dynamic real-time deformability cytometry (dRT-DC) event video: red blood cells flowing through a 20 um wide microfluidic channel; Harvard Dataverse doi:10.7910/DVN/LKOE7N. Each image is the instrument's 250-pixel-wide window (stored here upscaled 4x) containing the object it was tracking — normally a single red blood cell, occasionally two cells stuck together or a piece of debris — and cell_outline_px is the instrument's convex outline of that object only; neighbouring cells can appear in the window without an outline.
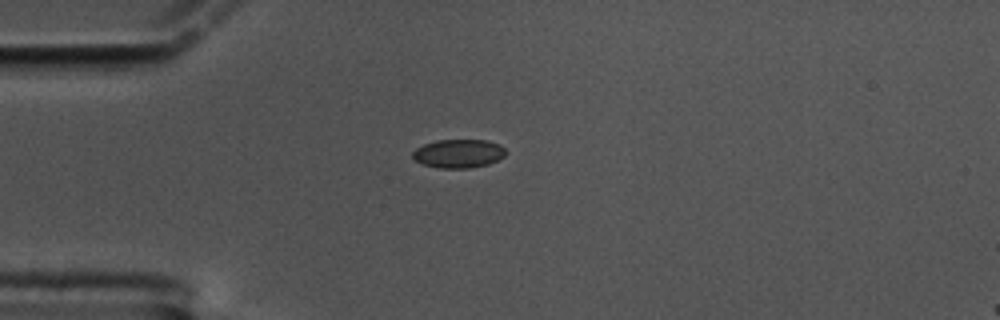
{"species": "common noctule bat (a hibernating species)", "species_latin": "Nyctalus noctula", "temperature_condition": "cold", "stored_images_in_passage": 38, "camera_frame_rate_fps": 3000, "um_per_image_px": 0.085, "animal": {"sex": "male", "body_mass_g": 17.5, "forearm_length_mm": 52.3}, "frame": {"image": 1, "passage_image": 1, "time_ms": 0.0, "image_size_px": [1000, 320], "cell_outline_px": [[504, 156], [488, 164], [468, 168], [440, 168], [424, 164], [416, 160], [412, 156], [412, 152], [416, 148], [424, 144], [436, 140], [488, 140], [500, 144], [504, 148]], "centroid_in_image_um": [38.97, 13.04], "position_along_channel_um": 46.0, "area_um2": 15.37}}
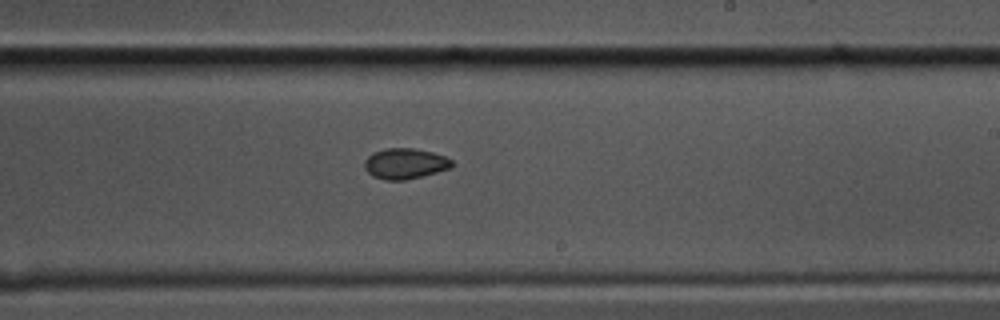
{"frame": {"image": 2, "passage_image": 21, "time_ms": 6.667, "image_size_px": [1000, 320], "cell_outline_px": [[456, 164], [452, 168], [404, 180], [384, 180], [372, 176], [364, 168], [364, 160], [372, 152], [388, 148], [416, 148], [432, 152], [444, 156], [452, 160]], "centroid_in_image_um": [34.43, 13.9], "position_along_channel_um": 254.6, "area_um2": 15.72}}
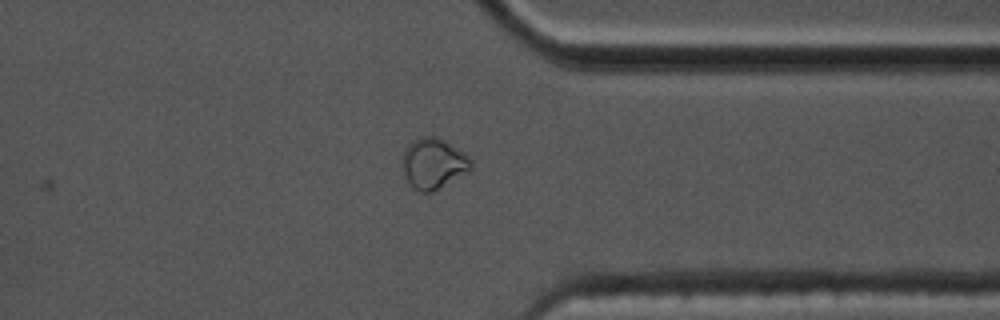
{"frame": {"image": 3, "passage_image": 32, "time_ms": 10.333, "image_size_px": [1000, 320], "cell_outline_px": [[472, 168], [468, 172], [432, 192], [420, 192], [408, 180], [400, 164], [404, 148], [412, 140], [424, 136], [436, 136], [444, 140], [464, 152], [472, 160]], "centroid_in_image_um": [36.83, 13.87], "position_along_channel_um": 374.6, "area_um2": 20.29}, "authors_computed_cell_mechanics": {"area_um2": 15.5193, "velocity_mm_per_s": 3.3622, "shape_relaxation_time_tau1_ms": 5.2518, "shape_relaxation_time_tau2_ms": null, "deformation_change_tau1": 0.0763, "deformation_change_tau2": null}}